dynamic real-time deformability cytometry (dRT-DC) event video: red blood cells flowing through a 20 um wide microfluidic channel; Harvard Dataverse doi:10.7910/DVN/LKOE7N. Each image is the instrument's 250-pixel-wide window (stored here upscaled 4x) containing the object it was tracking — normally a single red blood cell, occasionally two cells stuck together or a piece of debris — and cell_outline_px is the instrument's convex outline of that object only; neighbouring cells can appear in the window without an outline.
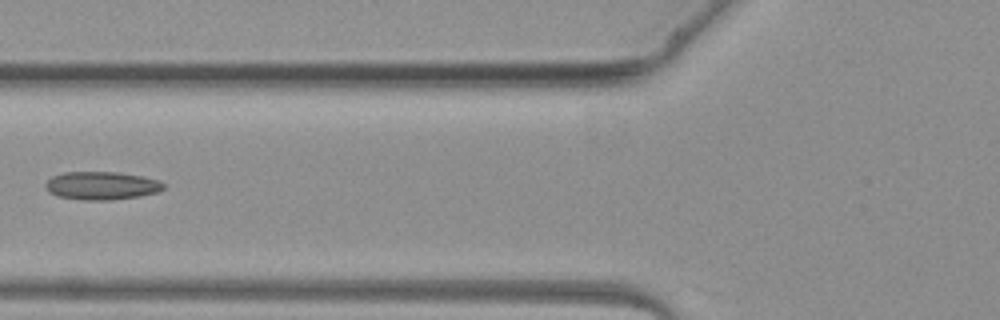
{"species": "common noctule bat (a hibernating species)", "species_latin": "Nyctalus noctula", "temperature_condition": "warm", "stored_images_in_passage": 4, "camera_frame_rate_fps": 3000, "um_per_image_px": 0.085, "animal": {"sex": "female", "body_mass_g": 19.3, "forearm_length_mm": 54.1}, "frame": {"image": 1, "passage_image": 4, "time_ms": 4.333, "image_size_px": [1000, 320], "cell_outline_px": [[164, 188], [156, 192], [140, 196], [112, 200], [80, 200], [56, 196], [48, 192], [44, 188], [44, 184], [52, 176], [64, 172], [116, 172], [140, 176], [160, 180], [164, 184]], "centroid_in_image_um": [8.59, 15.79], "position_along_channel_um": 117.2, "area_um2": 19.48}}